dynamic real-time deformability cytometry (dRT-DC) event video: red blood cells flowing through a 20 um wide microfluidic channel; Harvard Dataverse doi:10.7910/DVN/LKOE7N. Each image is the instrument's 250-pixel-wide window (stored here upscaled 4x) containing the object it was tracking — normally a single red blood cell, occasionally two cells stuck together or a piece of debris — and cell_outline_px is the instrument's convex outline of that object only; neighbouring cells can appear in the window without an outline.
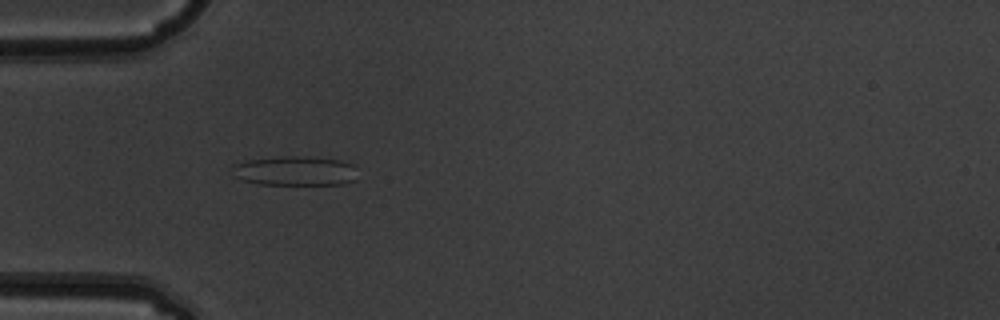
{"species": "common noctule bat (a hibernating species)", "species_latin": "Nyctalus noctula", "temperature_condition": "warm", "stored_images_in_passage": 9, "camera_frame_rate_fps": 3000, "um_per_image_px": 0.085, "animal": {"sex": "male", "body_mass_g": 19.5, "forearm_length_mm": 54.6}, "frame": {"image": 1, "passage_image": 4, "time_ms": 1.0, "image_size_px": [1000, 320], "cell_outline_px": [[356, 180], [344, 184], [260, 184], [244, 180], [236, 176], [232, 168], [232, 164], [248, 160], [280, 156], [304, 156], [340, 160], [352, 164], [356, 168]], "centroid_in_image_um": [25.12, 14.52], "position_along_channel_um": 59.9, "area_um2": 21.5}}
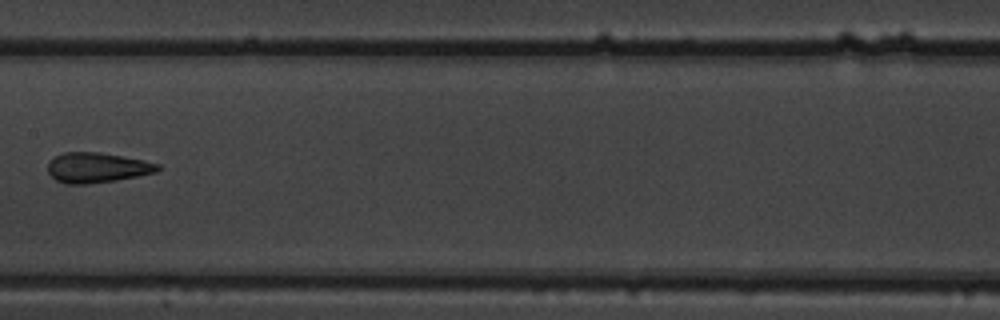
{"frame": {"image": 2, "passage_image": 7, "time_ms": 2.0, "image_size_px": [1000, 320], "cell_outline_px": [[160, 168], [156, 172], [116, 180], [84, 184], [64, 184], [56, 180], [48, 172], [48, 160], [64, 152], [100, 152], [144, 160], [160, 164]], "centroid_in_image_um": [8.22, 14.24], "position_along_channel_um": 199.2, "area_um2": 19.25}}
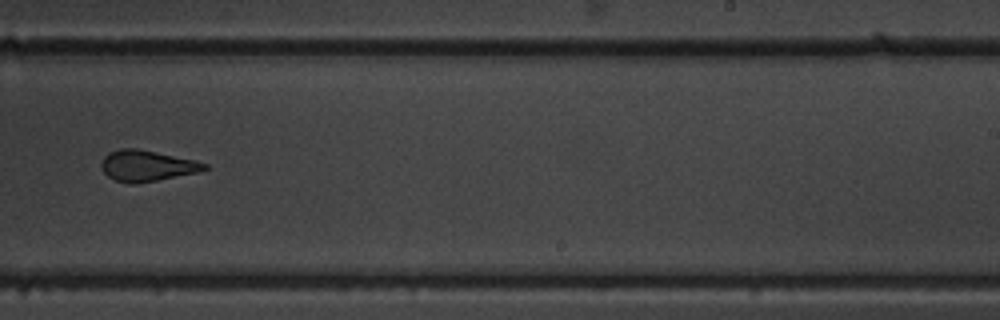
{"frame": {"image": 3, "passage_image": 9, "time_ms": 2.667, "image_size_px": [1000, 320], "cell_outline_px": [[208, 168], [196, 172], [136, 184], [132, 184], [116, 180], [108, 176], [100, 168], [100, 164], [104, 156], [108, 152], [120, 148], [136, 148], [196, 160], [208, 164]], "centroid_in_image_um": [12.44, 14.07], "position_along_channel_um": 276.6, "area_um2": 18.5}}